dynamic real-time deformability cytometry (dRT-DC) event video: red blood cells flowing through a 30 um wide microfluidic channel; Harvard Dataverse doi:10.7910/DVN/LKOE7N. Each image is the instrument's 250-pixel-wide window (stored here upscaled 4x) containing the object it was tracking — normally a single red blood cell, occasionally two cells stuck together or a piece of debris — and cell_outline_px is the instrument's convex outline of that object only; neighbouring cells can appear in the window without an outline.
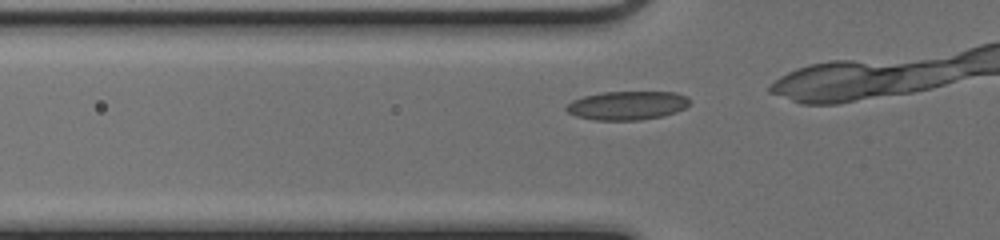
{"species": "common noctule bat (a hibernating species)", "species_latin": "Nyctalus noctula", "temperature_condition": "cold", "stored_images_in_passage": 7, "camera_frame_rate_fps": 3000, "um_per_image_px": 0.085, "animal": {"sex": "female", "body_mass_g": 17.0, "forearm_length_mm": 48.0}, "frame": {"image": 1, "passage_image": 2, "time_ms": 0.333, "image_size_px": [1000, 240], "cell_outline_px": [[692, 100], [684, 108], [676, 112], [664, 116], [640, 120], [596, 120], [576, 116], [568, 112], [564, 108], [572, 100], [584, 96], [600, 92], [676, 92], [688, 96]], "centroid_in_image_um": [53.34, 8.96], "position_along_channel_um": 72.5, "area_um2": 20.81}}